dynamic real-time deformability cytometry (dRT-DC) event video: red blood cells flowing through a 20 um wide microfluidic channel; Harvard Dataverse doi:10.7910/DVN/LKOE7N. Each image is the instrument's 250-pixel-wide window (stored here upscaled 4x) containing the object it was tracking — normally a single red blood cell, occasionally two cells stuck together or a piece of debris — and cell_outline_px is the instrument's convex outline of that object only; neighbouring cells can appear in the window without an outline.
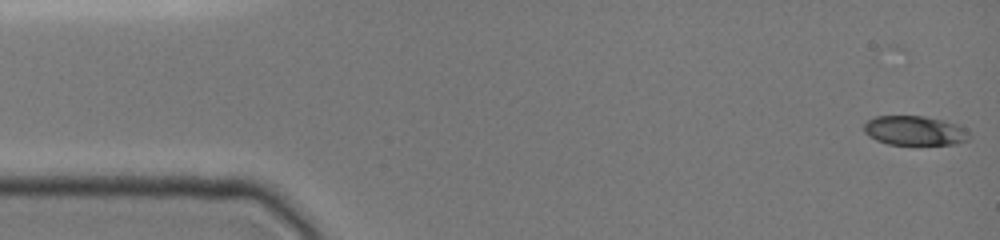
{"species": "common noctule bat (a hibernating species)", "species_latin": "Nyctalus noctula", "temperature_condition": "cold", "stored_images_in_passage": 15, "camera_frame_rate_fps": 3000, "um_per_image_px": 0.085, "animal": {"sex": "female", "body_mass_g": 19.0, "forearm_length_mm": 51.5}, "frame": {"image": 1, "passage_image": 1, "time_ms": 0.0, "image_size_px": [1000, 240], "cell_outline_px": [[972, 136], [968, 140], [956, 144], [888, 144], [876, 140], [868, 136], [864, 132], [864, 124], [868, 120], [876, 116], [924, 116], [944, 120], [956, 124], [964, 128]], "centroid_in_image_um": [77.76, 11.1], "position_along_channel_um": 7.2, "area_um2": 18.09}}
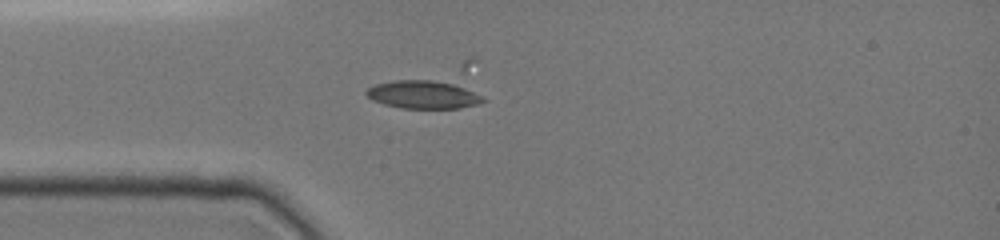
{"frame": {"image": 2, "passage_image": 11, "time_ms": 4.0, "image_size_px": [1000, 240], "cell_outline_px": [[488, 100], [476, 104], [460, 108], [400, 108], [384, 104], [372, 100], [364, 92], [368, 88], [376, 84], [392, 80], [456, 80]], "centroid_in_image_um": [36.05, 8.01], "position_along_channel_um": 49.0, "area_um2": 19.71}}
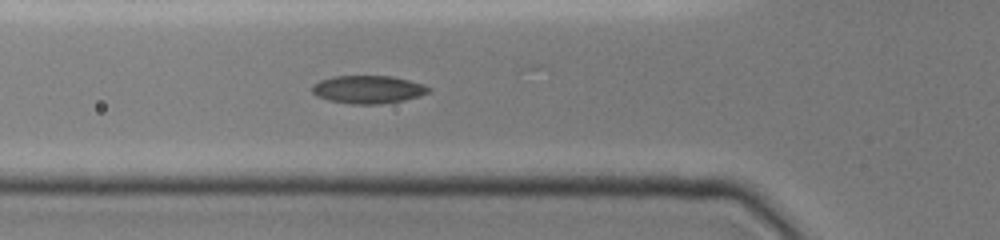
{"frame": {"image": 3, "passage_image": 15, "time_ms": 5.333, "image_size_px": [1000, 240], "cell_outline_px": [[432, 88], [428, 92], [404, 100], [380, 104], [352, 104], [328, 100], [316, 96], [312, 92], [312, 84], [320, 80], [332, 76], [392, 76], [424, 84]], "centroid_in_image_um": [31.25, 7.6], "position_along_channel_um": 94.6, "area_um2": 18.96}}